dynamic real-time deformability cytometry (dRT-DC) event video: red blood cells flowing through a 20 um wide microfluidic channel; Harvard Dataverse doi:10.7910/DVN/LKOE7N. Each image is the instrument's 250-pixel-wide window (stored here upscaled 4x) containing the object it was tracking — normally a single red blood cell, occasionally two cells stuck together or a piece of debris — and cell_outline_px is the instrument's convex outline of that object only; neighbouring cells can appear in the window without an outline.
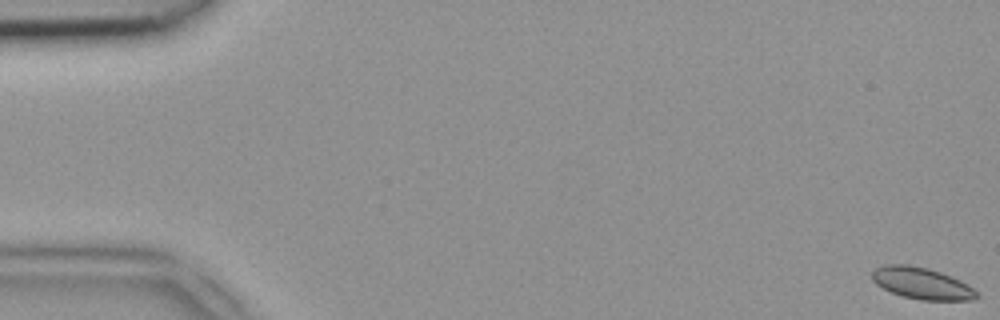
{"species": "common noctule bat (a hibernating species)", "species_latin": "Nyctalus noctula", "temperature_condition": "room temperature", "stored_images_in_passage": 49, "camera_frame_rate_fps": 3000, "um_per_image_px": 0.085, "animal": {"sex": "female", "body_mass_g": 18.4}, "frame": {"image": 1, "passage_image": 1, "time_ms": 0.0, "image_size_px": [1000, 320], "cell_outline_px": [[980, 296], [972, 300], [920, 300], [904, 296], [892, 292], [876, 284], [872, 280], [872, 272], [876, 268], [884, 264], [908, 264], [928, 268], [952, 276], [960, 280], [972, 288]], "centroid_in_image_um": [78.34, 24.07], "position_along_channel_um": 6.7, "area_um2": 19.19}}
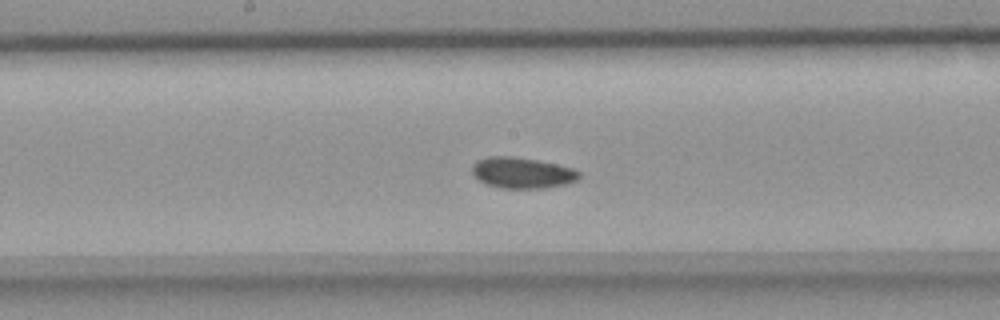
{"frame": {"image": 2, "passage_image": 26, "time_ms": 8.333, "image_size_px": [1000, 320], "cell_outline_px": [[580, 176], [576, 180], [564, 184], [548, 188], [500, 188], [484, 184], [472, 172], [472, 164], [476, 160], [488, 156], [512, 156], [536, 160], [556, 164], [572, 168], [580, 172]], "centroid_in_image_um": [44.35, 14.69], "position_along_channel_um": 203.9, "area_um2": 19.31}}
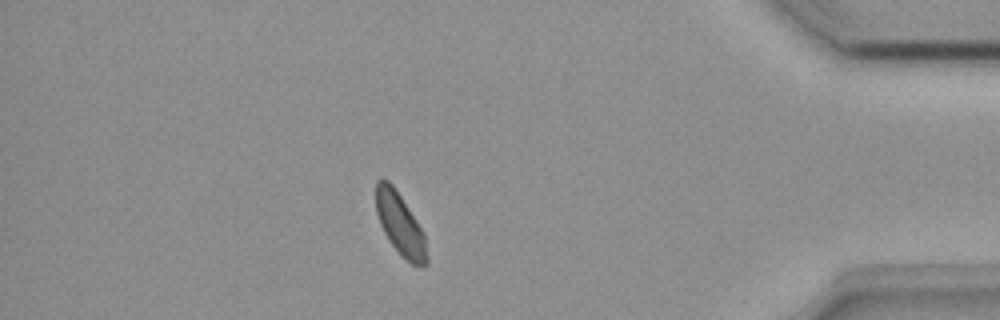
{"frame": {"image": 3, "passage_image": 43, "time_ms": 14.0, "image_size_px": [1000, 320], "cell_outline_px": [[428, 264], [412, 264], [388, 240], [380, 224], [376, 212], [376, 180], [388, 180], [392, 184], [424, 232], [428, 256]], "centroid_in_image_um": [34.01, 19.04], "position_along_channel_um": 401.2, "area_um2": 17.92}}